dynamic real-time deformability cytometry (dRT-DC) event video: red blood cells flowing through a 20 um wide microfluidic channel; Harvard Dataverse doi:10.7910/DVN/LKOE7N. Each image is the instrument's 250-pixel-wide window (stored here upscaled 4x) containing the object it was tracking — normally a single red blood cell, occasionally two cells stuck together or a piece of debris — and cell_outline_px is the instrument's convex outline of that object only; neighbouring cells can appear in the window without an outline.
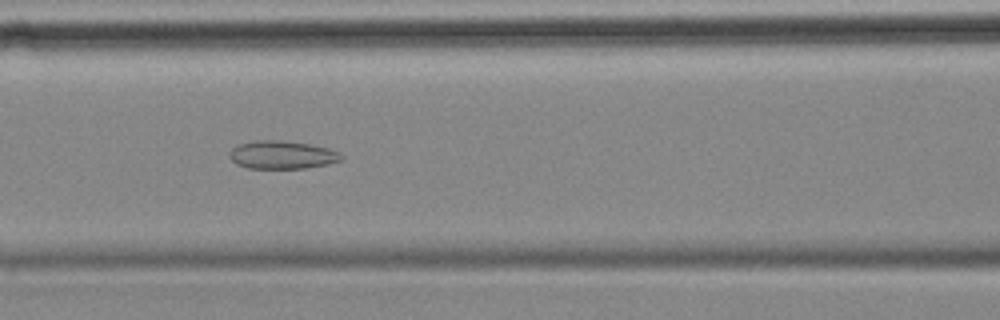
{"species": "common noctule bat (a hibernating species)", "species_latin": "Nyctalus noctula", "temperature_condition": "cold", "stored_images_in_passage": 55, "camera_frame_rate_fps": 3000, "um_per_image_px": 0.085, "animal": {"sex": "female", "body_mass_g": 18.4}, "frame": {"image": 1, "passage_image": 23, "time_ms": 7.333, "image_size_px": [1000, 320], "cell_outline_px": [[344, 160], [328, 164], [304, 168], [248, 168], [236, 164], [228, 156], [228, 152], [236, 144], [252, 140], [276, 140], [308, 144], [328, 148], [340, 152], [344, 156]], "centroid_in_image_um": [23.96, 13.16], "position_along_channel_um": 142.6, "area_um2": 18.5}}
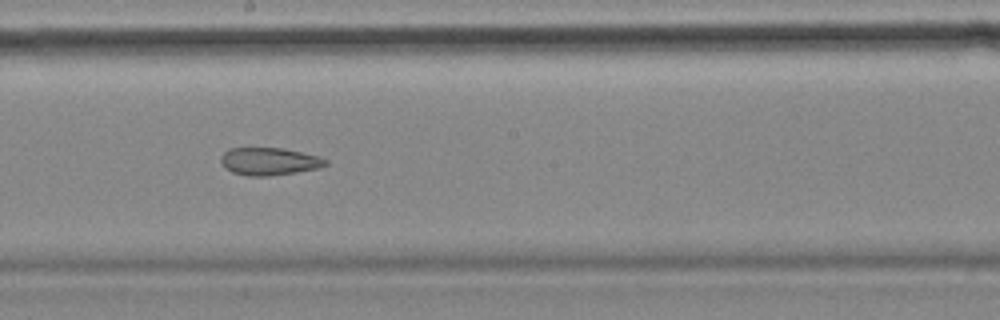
{"frame": {"image": 2, "passage_image": 30, "time_ms": 9.667, "image_size_px": [1000, 320], "cell_outline_px": [[328, 164], [320, 168], [296, 172], [268, 176], [248, 176], [232, 172], [220, 160], [220, 156], [228, 148], [280, 148], [320, 156], [328, 160]], "centroid_in_image_um": [22.91, 13.71], "position_along_channel_um": 225.3, "area_um2": 16.76}}
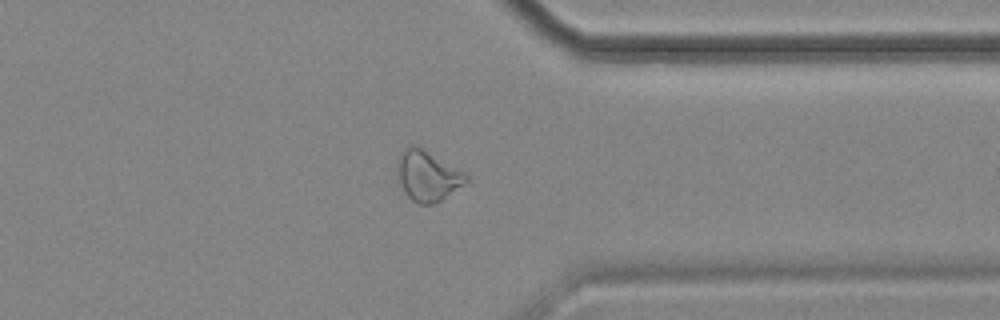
{"frame": {"image": 3, "passage_image": 43, "time_ms": 14.0, "image_size_px": [1000, 320], "cell_outline_px": [[468, 180], [440, 200], [432, 204], [420, 204], [412, 200], [404, 192], [400, 180], [396, 160], [400, 152], [408, 144], [416, 144], [464, 172], [468, 176]], "centroid_in_image_um": [36.3, 14.9], "position_along_channel_um": 375.1, "area_um2": 19.88}, "authors_computed_cell_mechanics": {"area_um2": 22.1952, "velocity_mm_per_s": 3.5633, "shape_relaxation_time_tau1_ms": null, "shape_relaxation_time_tau2_ms": 3.0826, "deformation_change_tau1": null, "deformation_change_tau2": 0.0981}}